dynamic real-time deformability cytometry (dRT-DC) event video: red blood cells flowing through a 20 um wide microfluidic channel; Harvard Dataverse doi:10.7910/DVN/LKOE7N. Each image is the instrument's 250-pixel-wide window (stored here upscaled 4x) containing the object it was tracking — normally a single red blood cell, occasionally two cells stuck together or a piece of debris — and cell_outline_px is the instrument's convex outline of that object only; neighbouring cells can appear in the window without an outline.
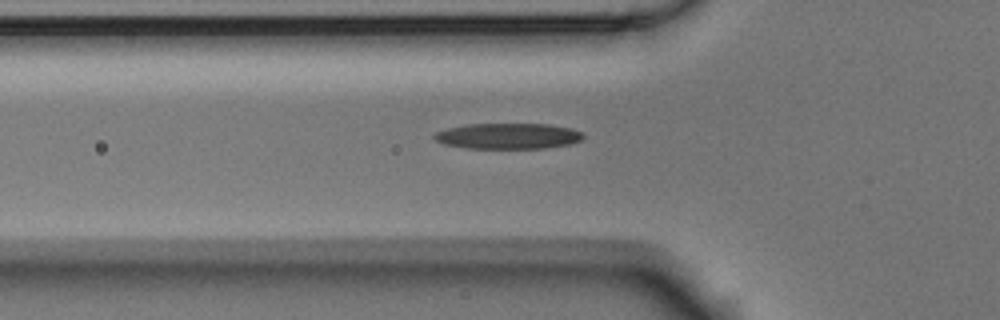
{"species": "Egyptian fruit bat (a non-hibernating species)", "species_latin": "Rousettus aegyptiacus", "temperature_condition": "room temperature", "stored_images_in_passage": 5, "camera_frame_rate_fps": 3000, "um_per_image_px": 0.085, "animal": {"sex": "male"}, "frame": {"image": 1, "passage_image": 5, "time_ms": 1.333, "image_size_px": [1000, 320], "cell_outline_px": [[584, 136], [580, 140], [568, 144], [544, 148], [464, 148], [444, 144], [436, 140], [432, 136], [436, 132], [448, 128], [464, 124], [548, 124], [572, 128], [584, 132]], "centroid_in_image_um": [43.18, 11.56], "position_along_channel_um": 82.6, "area_um2": 22.37}}